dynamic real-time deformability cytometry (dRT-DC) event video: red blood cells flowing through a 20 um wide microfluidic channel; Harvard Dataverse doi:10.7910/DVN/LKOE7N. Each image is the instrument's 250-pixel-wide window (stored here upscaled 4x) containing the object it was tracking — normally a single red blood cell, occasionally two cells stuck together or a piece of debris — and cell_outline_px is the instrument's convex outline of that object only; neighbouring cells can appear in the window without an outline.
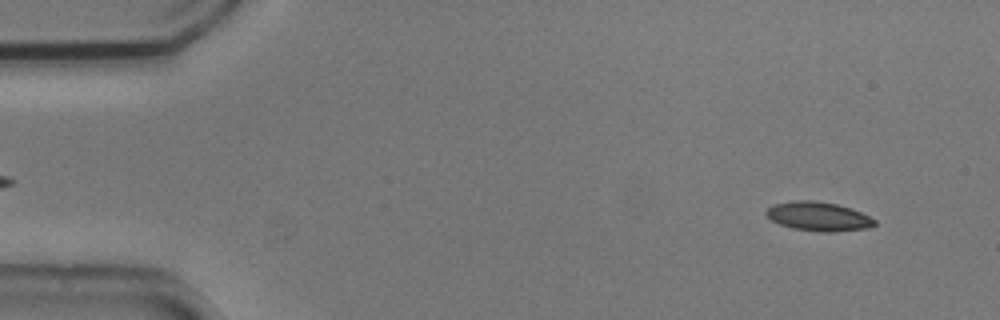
{"species": "common noctule bat (a hibernating species)", "species_latin": "Nyctalus noctula", "temperature_condition": "cold", "stored_images_in_passage": 54, "camera_frame_rate_fps": 3000, "um_per_image_px": 0.085, "animal": {"sex": "male", "body_mass_g": 20.5, "forearm_length_mm": 52.5}, "frame": {"image": 1, "passage_image": 4, "time_ms": 1.0, "image_size_px": [1000, 320], "cell_outline_px": [[876, 224], [872, 228], [836, 232], [820, 232], [792, 228], [780, 224], [772, 220], [764, 212], [768, 208], [776, 204], [796, 200], [812, 200], [836, 204], [852, 208], [876, 220]], "centroid_in_image_um": [69.61, 18.41], "position_along_channel_um": 15.4, "area_um2": 18.38}}
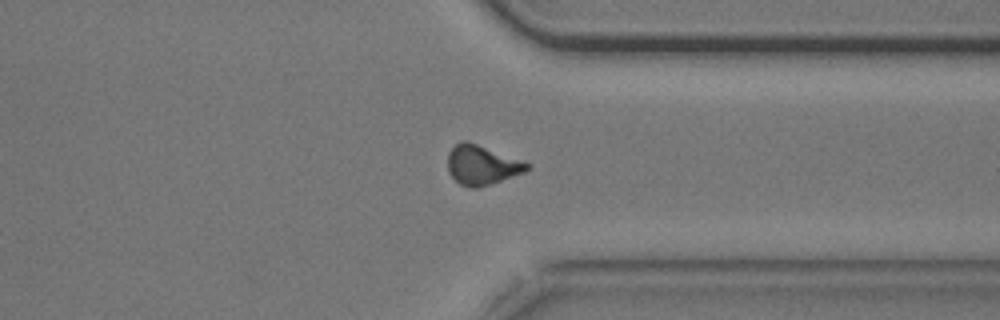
{"frame": {"image": 2, "passage_image": 41, "time_ms": 13.333, "image_size_px": [1000, 320], "cell_outline_px": [[532, 168], [524, 172], [476, 188], [468, 188], [460, 184], [448, 172], [448, 152], [460, 140], [468, 140], [532, 164]], "centroid_in_image_um": [40.96, 14.0], "position_along_channel_um": 370.4, "area_um2": 18.26}}
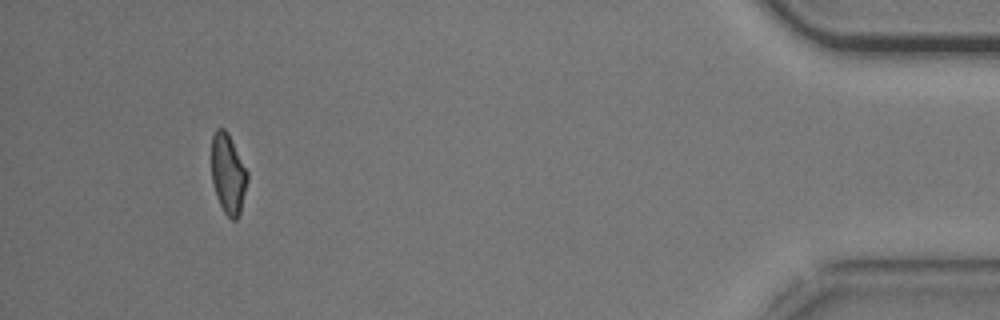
{"frame": {"image": 3, "passage_image": 50, "time_ms": 16.333, "image_size_px": [1000, 320], "cell_outline_px": [[248, 180], [240, 212], [236, 220], [232, 220], [224, 212], [216, 196], [212, 180], [212, 136], [216, 128], [224, 128], [228, 132], [248, 172]], "centroid_in_image_um": [19.39, 14.76], "position_along_channel_um": 415.8, "area_um2": 16.7}, "authors_computed_cell_mechanics": {"area_um2": 18.0625, "velocity_mm_per_s": 3.7281, "shape_relaxation_time_tau1_ms": 2.482, "shape_relaxation_time_tau2_ms": 2.4413, "deformation_change_tau1": 0.12, "deformation_change_tau2": 0.0827}}